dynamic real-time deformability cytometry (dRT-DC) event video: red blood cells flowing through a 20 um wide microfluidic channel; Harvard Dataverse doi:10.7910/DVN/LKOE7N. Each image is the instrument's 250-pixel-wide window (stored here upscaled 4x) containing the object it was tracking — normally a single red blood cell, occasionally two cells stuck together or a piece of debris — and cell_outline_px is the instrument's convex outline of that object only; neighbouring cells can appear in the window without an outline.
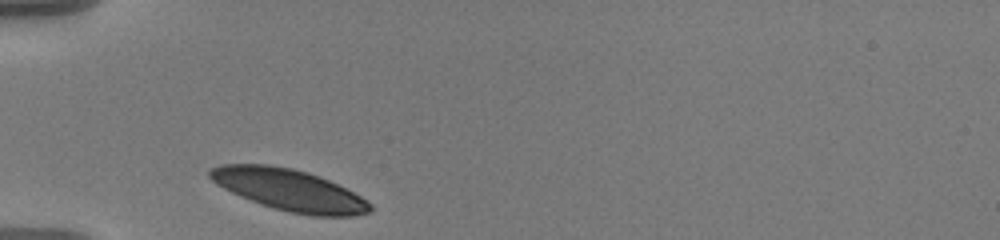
{"species": "human", "species_latin": "Homo sapiens", "temperature_condition": "warm", "stored_images_in_passage": 31, "camera_frame_rate_fps": 3000, "um_per_image_px": 0.085, "donor": {"sex": "male"}, "frame": {"image": 1, "passage_image": 1, "time_ms": 0.0, "image_size_px": [1000, 240], "cell_outline_px": [[376, 208], [372, 212], [356, 216], [312, 216], [288, 212], [260, 204], [240, 196], [216, 184], [208, 176], [208, 172], [212, 168], [220, 164], [268, 164], [292, 168], [308, 172], [320, 176], [368, 200]], "centroid_in_image_um": [24.62, 16.16], "position_along_channel_um": 60.4, "area_um2": 39.02}}
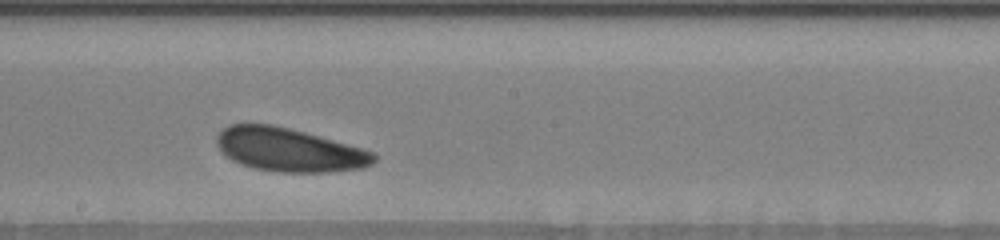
{"frame": {"image": 2, "passage_image": 16, "time_ms": 5.0, "image_size_px": [1000, 240], "cell_outline_px": [[376, 160], [372, 164], [364, 168], [328, 172], [280, 172], [252, 168], [240, 164], [232, 160], [216, 144], [216, 136], [228, 124], [272, 124], [304, 132], [376, 152]], "centroid_in_image_um": [24.59, 12.74], "position_along_channel_um": 223.6, "area_um2": 39.71}}
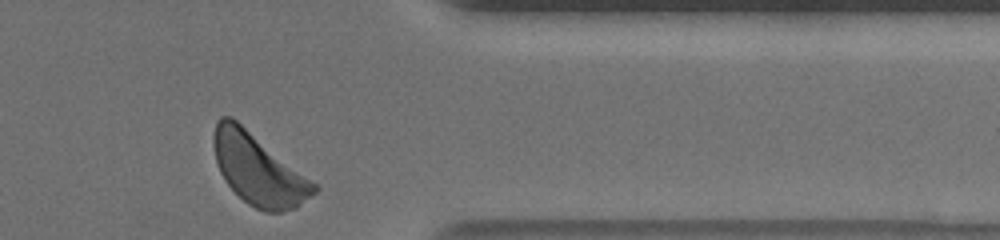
{"frame": {"image": 3, "passage_image": 31, "time_ms": 10.0, "image_size_px": [1000, 240], "cell_outline_px": [[320, 188], [316, 192], [296, 208], [280, 212], [268, 212], [256, 208], [248, 204], [228, 184], [220, 172], [216, 160], [212, 140], [212, 136], [216, 120], [220, 116], [232, 116], [320, 184]], "centroid_in_image_um": [22.0, 14.37], "position_along_channel_um": 389.4, "area_um2": 42.08}, "authors_computed_cell_mechanics": {"area_um2": 39.4774, "velocity_mm_per_s": 3.4672, "shape_relaxation_time_tau1_ms": 1.1727, "shape_relaxation_time_tau2_ms": 5.7426, "deformation_change_tau1": 0.0731, "deformation_change_tau2": 0.1492}}